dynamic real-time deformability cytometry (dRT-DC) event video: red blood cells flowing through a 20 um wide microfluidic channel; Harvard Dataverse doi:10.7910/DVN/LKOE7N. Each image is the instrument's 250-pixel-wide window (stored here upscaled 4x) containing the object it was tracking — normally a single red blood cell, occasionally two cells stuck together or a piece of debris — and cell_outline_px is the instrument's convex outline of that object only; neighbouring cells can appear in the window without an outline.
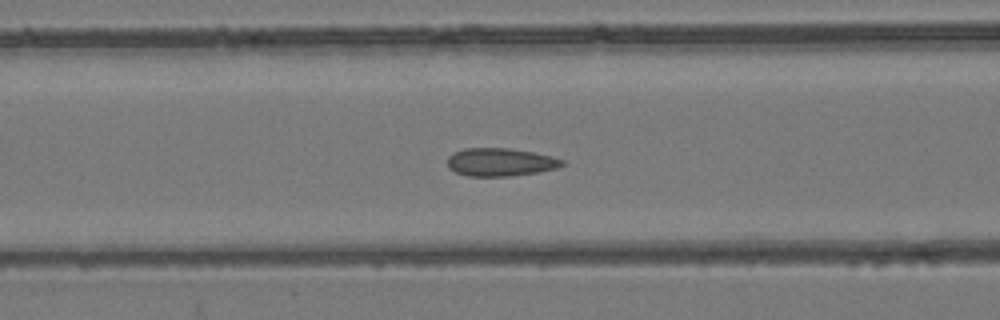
{"species": "common noctule bat (a hibernating species)", "species_latin": "Nyctalus noctula", "temperature_condition": "room temperature", "stored_images_in_passage": 49, "camera_frame_rate_fps": 3000, "um_per_image_px": 0.085, "animal": {"sex": "female", "body_mass_g": 24.6, "forearm_length_mm": 56.2}, "frame": {"image": 1, "passage_image": 17, "time_ms": 5.333, "image_size_px": [1000, 320], "cell_outline_px": [[564, 164], [556, 168], [540, 172], [508, 176], [468, 176], [456, 172], [448, 168], [448, 156], [452, 152], [464, 148], [508, 148], [532, 152], [552, 156], [564, 160]], "centroid_in_image_um": [42.51, 13.78], "position_along_channel_um": 124.1, "area_um2": 18.79}}
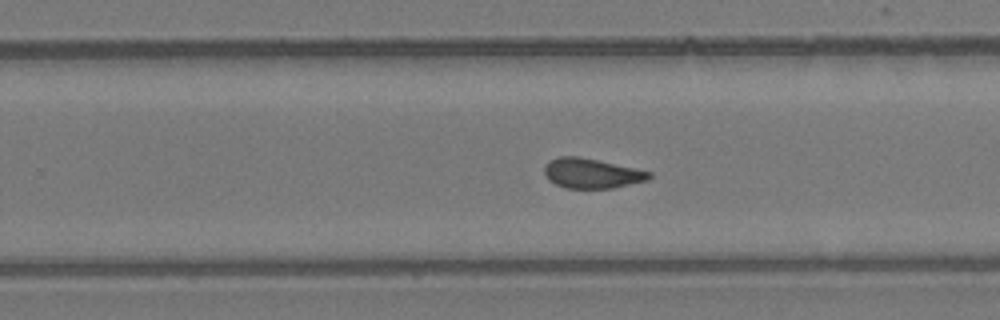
{"frame": {"image": 2, "passage_image": 29, "time_ms": 9.333, "image_size_px": [1000, 320], "cell_outline_px": [[652, 176], [648, 180], [612, 188], [564, 188], [548, 180], [544, 172], [544, 168], [548, 160], [560, 156], [576, 156], [596, 160], [652, 172]], "centroid_in_image_um": [50.26, 14.74], "position_along_channel_um": 279.5, "area_um2": 18.09}}
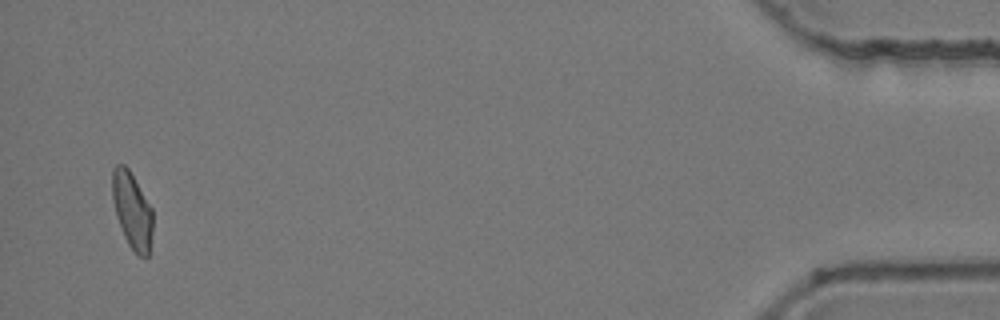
{"frame": {"image": 3, "passage_image": 47, "time_ms": 15.333, "image_size_px": [1000, 320], "cell_outline_px": [[152, 232], [148, 256], [140, 256], [128, 244], [124, 236], [116, 216], [112, 200], [112, 168], [116, 164], [124, 164], [128, 168], [152, 208]], "centroid_in_image_um": [11.21, 17.85], "position_along_channel_um": 424.0, "area_um2": 17.86}, "authors_computed_cell_mechanics": {"area_um2": 18.4382, "velocity_mm_per_s": 3.8864, "shape_relaxation_time_tau1_ms": null, "shape_relaxation_time_tau2_ms": 0.6833, "deformation_change_tau1": null, "deformation_change_tau2": 0.0814}}